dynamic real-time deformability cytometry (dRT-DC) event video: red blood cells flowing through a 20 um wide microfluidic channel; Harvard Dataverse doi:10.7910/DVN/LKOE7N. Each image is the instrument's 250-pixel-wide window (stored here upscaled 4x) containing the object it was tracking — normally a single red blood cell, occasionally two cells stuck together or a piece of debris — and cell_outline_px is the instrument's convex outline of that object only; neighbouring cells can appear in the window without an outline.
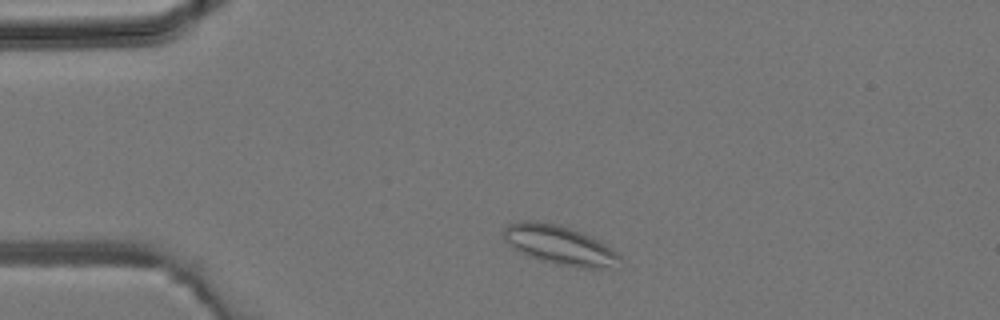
{"species": "common noctule bat (a hibernating species)", "species_latin": "Nyctalus noctula", "temperature_condition": "room temperature", "stored_images_in_passage": 37, "segment_of_instrument_passage": [1, 2], "camera_frame_rate_fps": 3000, "um_per_image_px": 0.085, "animal": {"sex": "male", "body_mass_g": 19.2, "forearm_length_mm": 51.8}, "frame": {"image": 1, "passage_image": 4, "time_ms": 1.0, "image_size_px": [1000, 320], "cell_outline_px": [[620, 260], [616, 268], [576, 268], [552, 264], [520, 252], [504, 240], [500, 232], [500, 228], [508, 224], [520, 220], [536, 220], [556, 224], [584, 232], [600, 240], [612, 248], [620, 256]], "centroid_in_image_um": [47.55, 20.82], "position_along_channel_um": 37.4, "area_um2": 27.17}}